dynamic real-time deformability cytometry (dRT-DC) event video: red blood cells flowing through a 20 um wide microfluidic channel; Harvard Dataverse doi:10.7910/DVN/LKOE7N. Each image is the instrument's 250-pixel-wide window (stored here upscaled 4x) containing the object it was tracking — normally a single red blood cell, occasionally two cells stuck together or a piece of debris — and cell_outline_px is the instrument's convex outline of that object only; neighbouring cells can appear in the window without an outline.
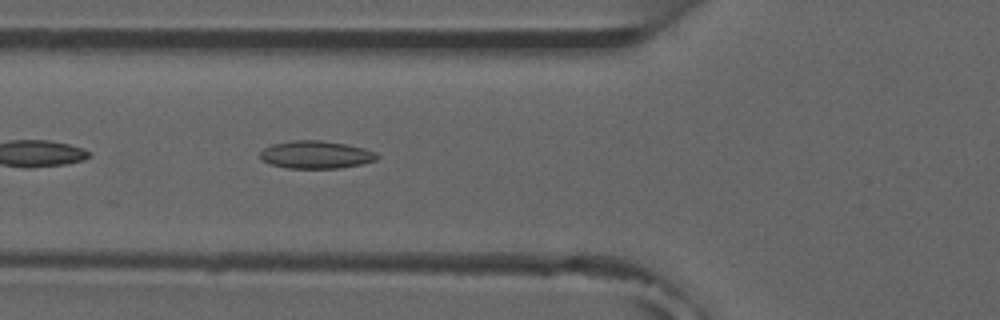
{"species": "common noctule bat (a hibernating species)", "species_latin": "Nyctalus noctula", "temperature_condition": "room temperature", "stored_images_in_passage": 5, "camera_frame_rate_fps": 3000, "um_per_image_px": 0.085, "animal": {"sex": "male", "forearm_length_mm": 52.5}, "frame": {"image": 1, "passage_image": 5, "time_ms": 5.333, "image_size_px": [1000, 320], "cell_outline_px": [[380, 156], [376, 160], [360, 164], [340, 168], [288, 168], [268, 164], [260, 160], [260, 152], [264, 148], [272, 144], [296, 140], [320, 140], [344, 144], [364, 148], [376, 152]], "centroid_in_image_um": [26.83, 13.15], "position_along_channel_um": 99.0, "area_um2": 18.9}}